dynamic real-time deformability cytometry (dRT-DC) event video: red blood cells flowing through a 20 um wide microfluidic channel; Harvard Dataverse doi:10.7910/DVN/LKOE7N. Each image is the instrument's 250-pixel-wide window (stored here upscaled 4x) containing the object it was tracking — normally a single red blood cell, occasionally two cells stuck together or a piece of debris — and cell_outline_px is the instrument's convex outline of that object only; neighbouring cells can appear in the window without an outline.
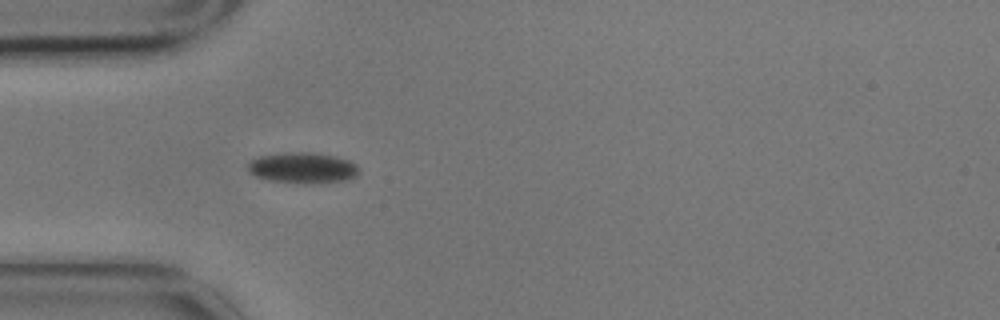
{"species": "common noctule bat (a hibernating species)", "species_latin": "Nyctalus noctula", "temperature_condition": "cold", "stored_images_in_passage": 2, "camera_frame_rate_fps": 3000, "um_per_image_px": 0.085, "animal": {"sex": "male", "body_mass_g": 17.9}, "frame": {"image": 1, "passage_image": 2, "time_ms": 0.333, "image_size_px": [1000, 320], "cell_outline_px": [[360, 168], [356, 176], [344, 180], [320, 184], [308, 184], [268, 180], [256, 176], [248, 172], [248, 164], [252, 160], [260, 156], [284, 152], [312, 152], [336, 156], [348, 160], [356, 164]], "centroid_in_image_um": [25.75, 14.27], "position_along_channel_um": 59.3, "area_um2": 20.17}}